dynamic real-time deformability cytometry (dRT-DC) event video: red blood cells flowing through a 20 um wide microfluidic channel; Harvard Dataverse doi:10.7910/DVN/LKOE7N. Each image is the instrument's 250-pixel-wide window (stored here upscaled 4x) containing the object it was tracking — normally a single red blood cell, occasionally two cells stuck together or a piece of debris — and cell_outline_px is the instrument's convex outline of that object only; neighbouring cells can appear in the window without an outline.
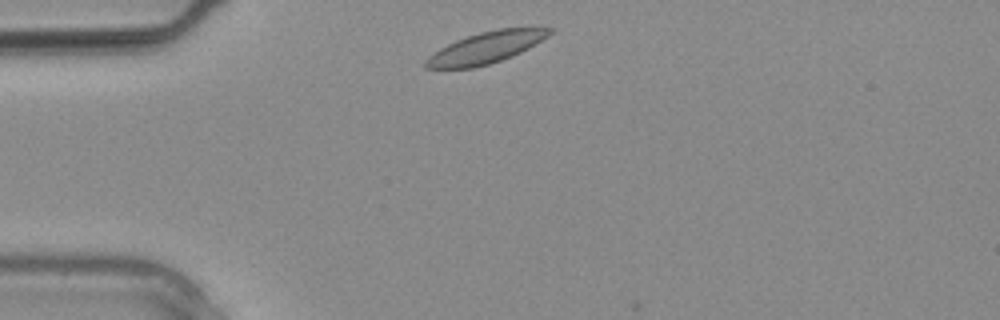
{"species": "common noctule bat (a hibernating species)", "species_latin": "Nyctalus noctula", "temperature_condition": "warm", "stored_images_in_passage": 2, "camera_frame_rate_fps": 3000, "um_per_image_px": 0.085, "animal": {"sex": "male", "body_mass_g": 20.4}, "frame": {"image": 1, "passage_image": 1, "time_ms": 0.0, "image_size_px": [1000, 320], "cell_outline_px": [[556, 28], [548, 36], [528, 48], [512, 56], [488, 64], [472, 68], [424, 68], [424, 60], [428, 56], [440, 48], [456, 40], [480, 32], [500, 28]], "centroid_in_image_um": [41.28, 4.05], "position_along_channel_um": 43.7, "area_um2": 22.37}}